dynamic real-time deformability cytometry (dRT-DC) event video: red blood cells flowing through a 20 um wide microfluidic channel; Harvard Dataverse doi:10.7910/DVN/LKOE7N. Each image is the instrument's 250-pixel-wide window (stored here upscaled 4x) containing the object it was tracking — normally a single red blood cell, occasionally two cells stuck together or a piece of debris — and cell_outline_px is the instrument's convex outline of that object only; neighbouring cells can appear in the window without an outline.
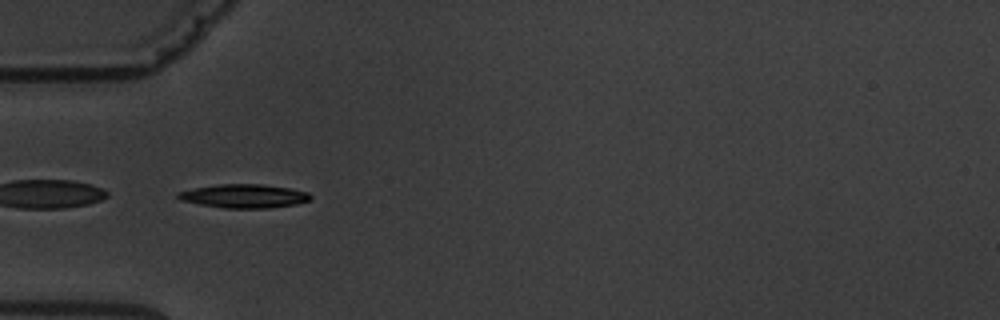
{"species": "common noctule bat (a hibernating species)", "species_latin": "Nyctalus noctula", "temperature_condition": "warm", "stored_images_in_passage": 6, "camera_frame_rate_fps": 3000, "um_per_image_px": 0.085, "animal": {"sex": "male", "body_mass_g": 19.5, "forearm_length_mm": 54.6}, "frame": {"image": 1, "passage_image": 5, "time_ms": 5.333, "image_size_px": [1000, 320], "cell_outline_px": [[312, 196], [308, 200], [296, 204], [268, 208], [224, 208], [200, 204], [180, 200], [176, 196], [176, 192], [192, 188], [216, 184], [260, 184], [288, 188], [308, 192]], "centroid_in_image_um": [20.69, 16.66], "position_along_channel_um": 64.3, "area_um2": 18.26}}